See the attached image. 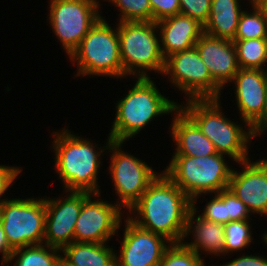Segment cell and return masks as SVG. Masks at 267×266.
Here are the masks:
<instances>
[{"label":"cell","mask_w":267,"mask_h":266,"mask_svg":"<svg viewBox=\"0 0 267 266\" xmlns=\"http://www.w3.org/2000/svg\"><path fill=\"white\" fill-rule=\"evenodd\" d=\"M191 208L192 200L163 172H159L128 210L127 217L139 227L161 235L171 243H181Z\"/></svg>","instance_id":"6da1fadb"},{"label":"cell","mask_w":267,"mask_h":266,"mask_svg":"<svg viewBox=\"0 0 267 266\" xmlns=\"http://www.w3.org/2000/svg\"><path fill=\"white\" fill-rule=\"evenodd\" d=\"M58 131L51 133L53 135L51 147L55 155L54 168L59 176L58 179L63 183L64 191L101 194L97 175L103 163L101 162L103 153L108 151L113 140L108 135L106 146L103 145L102 148L95 141L74 134L68 126Z\"/></svg>","instance_id":"7a4b0ae2"},{"label":"cell","mask_w":267,"mask_h":266,"mask_svg":"<svg viewBox=\"0 0 267 266\" xmlns=\"http://www.w3.org/2000/svg\"><path fill=\"white\" fill-rule=\"evenodd\" d=\"M125 95L116 103L114 122L108 134L116 142L126 143L156 117L172 115L179 108L178 102L160 93L153 77L137 78Z\"/></svg>","instance_id":"3957f363"},{"label":"cell","mask_w":267,"mask_h":266,"mask_svg":"<svg viewBox=\"0 0 267 266\" xmlns=\"http://www.w3.org/2000/svg\"><path fill=\"white\" fill-rule=\"evenodd\" d=\"M221 99H191L179 108L210 139L217 153L227 155L236 163L250 160L249 146L254 135L250 126L243 128L224 115Z\"/></svg>","instance_id":"277c9868"},{"label":"cell","mask_w":267,"mask_h":266,"mask_svg":"<svg viewBox=\"0 0 267 266\" xmlns=\"http://www.w3.org/2000/svg\"><path fill=\"white\" fill-rule=\"evenodd\" d=\"M225 156L221 153L205 157L172 155L162 172L192 200V204H198L201 195L228 189L233 166L228 165Z\"/></svg>","instance_id":"5b68a950"},{"label":"cell","mask_w":267,"mask_h":266,"mask_svg":"<svg viewBox=\"0 0 267 266\" xmlns=\"http://www.w3.org/2000/svg\"><path fill=\"white\" fill-rule=\"evenodd\" d=\"M116 27V28H115ZM115 27L100 17L68 57L77 66V76L123 78L120 43Z\"/></svg>","instance_id":"8992f818"},{"label":"cell","mask_w":267,"mask_h":266,"mask_svg":"<svg viewBox=\"0 0 267 266\" xmlns=\"http://www.w3.org/2000/svg\"><path fill=\"white\" fill-rule=\"evenodd\" d=\"M117 31L123 78H147L150 77L148 71L162 75L165 58L156 22H118Z\"/></svg>","instance_id":"52a82bcc"},{"label":"cell","mask_w":267,"mask_h":266,"mask_svg":"<svg viewBox=\"0 0 267 266\" xmlns=\"http://www.w3.org/2000/svg\"><path fill=\"white\" fill-rule=\"evenodd\" d=\"M10 199V200H9ZM0 206V223L12 250L43 244L45 198H9Z\"/></svg>","instance_id":"ba28073f"},{"label":"cell","mask_w":267,"mask_h":266,"mask_svg":"<svg viewBox=\"0 0 267 266\" xmlns=\"http://www.w3.org/2000/svg\"><path fill=\"white\" fill-rule=\"evenodd\" d=\"M100 0H49L48 21L70 56L101 16Z\"/></svg>","instance_id":"9c48e42d"},{"label":"cell","mask_w":267,"mask_h":266,"mask_svg":"<svg viewBox=\"0 0 267 266\" xmlns=\"http://www.w3.org/2000/svg\"><path fill=\"white\" fill-rule=\"evenodd\" d=\"M125 142L112 141L107 153L110 154L108 173L111 176L116 205L129 210L146 191L149 184L159 175L147 162L134 155L124 152ZM118 200V201H117Z\"/></svg>","instance_id":"30bf717a"},{"label":"cell","mask_w":267,"mask_h":266,"mask_svg":"<svg viewBox=\"0 0 267 266\" xmlns=\"http://www.w3.org/2000/svg\"><path fill=\"white\" fill-rule=\"evenodd\" d=\"M162 75L184 93L185 100L221 97L222 89L214 82L195 46L166 57Z\"/></svg>","instance_id":"8fae6325"},{"label":"cell","mask_w":267,"mask_h":266,"mask_svg":"<svg viewBox=\"0 0 267 266\" xmlns=\"http://www.w3.org/2000/svg\"><path fill=\"white\" fill-rule=\"evenodd\" d=\"M123 211L115 202L103 201L100 193L91 194L83 202L75 223L74 242H109L121 229Z\"/></svg>","instance_id":"7c38bea8"},{"label":"cell","mask_w":267,"mask_h":266,"mask_svg":"<svg viewBox=\"0 0 267 266\" xmlns=\"http://www.w3.org/2000/svg\"><path fill=\"white\" fill-rule=\"evenodd\" d=\"M66 193L65 198H45L46 223L43 244L61 250L74 242L75 223L82 204L92 194L76 191Z\"/></svg>","instance_id":"4fadbf2b"},{"label":"cell","mask_w":267,"mask_h":266,"mask_svg":"<svg viewBox=\"0 0 267 266\" xmlns=\"http://www.w3.org/2000/svg\"><path fill=\"white\" fill-rule=\"evenodd\" d=\"M124 221L120 252L115 253L116 266H158L172 243L161 235L139 227L129 217Z\"/></svg>","instance_id":"5bb4252c"},{"label":"cell","mask_w":267,"mask_h":266,"mask_svg":"<svg viewBox=\"0 0 267 266\" xmlns=\"http://www.w3.org/2000/svg\"><path fill=\"white\" fill-rule=\"evenodd\" d=\"M267 157L240 162L242 170H232L229 187L251 214L267 216Z\"/></svg>","instance_id":"9a60e30c"},{"label":"cell","mask_w":267,"mask_h":266,"mask_svg":"<svg viewBox=\"0 0 267 266\" xmlns=\"http://www.w3.org/2000/svg\"><path fill=\"white\" fill-rule=\"evenodd\" d=\"M235 84L234 95L242 122L252 126L262 115L267 92V70L242 69L230 82Z\"/></svg>","instance_id":"2e32d148"},{"label":"cell","mask_w":267,"mask_h":266,"mask_svg":"<svg viewBox=\"0 0 267 266\" xmlns=\"http://www.w3.org/2000/svg\"><path fill=\"white\" fill-rule=\"evenodd\" d=\"M195 47L214 82L222 90L226 84L231 85V80L240 69L234 42L204 32Z\"/></svg>","instance_id":"e0dca14e"},{"label":"cell","mask_w":267,"mask_h":266,"mask_svg":"<svg viewBox=\"0 0 267 266\" xmlns=\"http://www.w3.org/2000/svg\"><path fill=\"white\" fill-rule=\"evenodd\" d=\"M156 23L160 30L161 52L164 58L193 48L204 33L202 24L183 14H177Z\"/></svg>","instance_id":"ac0fdd59"},{"label":"cell","mask_w":267,"mask_h":266,"mask_svg":"<svg viewBox=\"0 0 267 266\" xmlns=\"http://www.w3.org/2000/svg\"><path fill=\"white\" fill-rule=\"evenodd\" d=\"M197 209L198 206L192 204L182 243L187 248L196 252L200 257L202 251L207 255L224 256V224L211 222L202 218L197 214ZM189 235H193V241L188 243L185 239H188Z\"/></svg>","instance_id":"d6986e66"},{"label":"cell","mask_w":267,"mask_h":266,"mask_svg":"<svg viewBox=\"0 0 267 266\" xmlns=\"http://www.w3.org/2000/svg\"><path fill=\"white\" fill-rule=\"evenodd\" d=\"M173 116L169 131L176 148L173 155L205 157L217 153L210 139L180 108Z\"/></svg>","instance_id":"ffe728a7"},{"label":"cell","mask_w":267,"mask_h":266,"mask_svg":"<svg viewBox=\"0 0 267 266\" xmlns=\"http://www.w3.org/2000/svg\"><path fill=\"white\" fill-rule=\"evenodd\" d=\"M239 1L241 0H212L204 32L214 37L233 41L238 21L243 12Z\"/></svg>","instance_id":"44dd1931"},{"label":"cell","mask_w":267,"mask_h":266,"mask_svg":"<svg viewBox=\"0 0 267 266\" xmlns=\"http://www.w3.org/2000/svg\"><path fill=\"white\" fill-rule=\"evenodd\" d=\"M115 251L108 242H72L61 250L62 259L69 266H116Z\"/></svg>","instance_id":"7402d4cb"},{"label":"cell","mask_w":267,"mask_h":266,"mask_svg":"<svg viewBox=\"0 0 267 266\" xmlns=\"http://www.w3.org/2000/svg\"><path fill=\"white\" fill-rule=\"evenodd\" d=\"M61 260V249L40 244L13 250L5 265L14 261L13 266H59Z\"/></svg>","instance_id":"603a6c76"},{"label":"cell","mask_w":267,"mask_h":266,"mask_svg":"<svg viewBox=\"0 0 267 266\" xmlns=\"http://www.w3.org/2000/svg\"><path fill=\"white\" fill-rule=\"evenodd\" d=\"M242 69L267 70V38L233 40Z\"/></svg>","instance_id":"cb8c5ba5"},{"label":"cell","mask_w":267,"mask_h":266,"mask_svg":"<svg viewBox=\"0 0 267 266\" xmlns=\"http://www.w3.org/2000/svg\"><path fill=\"white\" fill-rule=\"evenodd\" d=\"M251 220L230 221L224 224V256L246 249L253 242Z\"/></svg>","instance_id":"d4e9b609"},{"label":"cell","mask_w":267,"mask_h":266,"mask_svg":"<svg viewBox=\"0 0 267 266\" xmlns=\"http://www.w3.org/2000/svg\"><path fill=\"white\" fill-rule=\"evenodd\" d=\"M250 5L252 12L243 10L234 40L267 38V21L263 13L253 1Z\"/></svg>","instance_id":"484cf974"},{"label":"cell","mask_w":267,"mask_h":266,"mask_svg":"<svg viewBox=\"0 0 267 266\" xmlns=\"http://www.w3.org/2000/svg\"><path fill=\"white\" fill-rule=\"evenodd\" d=\"M105 1V0H104ZM117 7L119 19L117 22H147L152 21V9L149 0H106Z\"/></svg>","instance_id":"4316f807"},{"label":"cell","mask_w":267,"mask_h":266,"mask_svg":"<svg viewBox=\"0 0 267 266\" xmlns=\"http://www.w3.org/2000/svg\"><path fill=\"white\" fill-rule=\"evenodd\" d=\"M203 257L182 242L172 243L164 252L158 266H206Z\"/></svg>","instance_id":"83f0119b"},{"label":"cell","mask_w":267,"mask_h":266,"mask_svg":"<svg viewBox=\"0 0 267 266\" xmlns=\"http://www.w3.org/2000/svg\"><path fill=\"white\" fill-rule=\"evenodd\" d=\"M211 195L212 199L205 204L206 206L199 215L211 222L226 224L225 190Z\"/></svg>","instance_id":"f1b7e54d"},{"label":"cell","mask_w":267,"mask_h":266,"mask_svg":"<svg viewBox=\"0 0 267 266\" xmlns=\"http://www.w3.org/2000/svg\"><path fill=\"white\" fill-rule=\"evenodd\" d=\"M180 14L195 19L203 26L209 19L212 0H179Z\"/></svg>","instance_id":"f546056e"},{"label":"cell","mask_w":267,"mask_h":266,"mask_svg":"<svg viewBox=\"0 0 267 266\" xmlns=\"http://www.w3.org/2000/svg\"><path fill=\"white\" fill-rule=\"evenodd\" d=\"M226 223L230 221L252 220L247 206L230 189H225Z\"/></svg>","instance_id":"4dcf8cb0"},{"label":"cell","mask_w":267,"mask_h":266,"mask_svg":"<svg viewBox=\"0 0 267 266\" xmlns=\"http://www.w3.org/2000/svg\"><path fill=\"white\" fill-rule=\"evenodd\" d=\"M152 9V21L158 22L180 14L179 0H149Z\"/></svg>","instance_id":"1f68e13d"},{"label":"cell","mask_w":267,"mask_h":266,"mask_svg":"<svg viewBox=\"0 0 267 266\" xmlns=\"http://www.w3.org/2000/svg\"><path fill=\"white\" fill-rule=\"evenodd\" d=\"M23 171L22 167L6 166L0 164V206L7 201L4 198V193L8 192V189L12 187L14 181L18 178L19 174ZM3 196L4 199H1Z\"/></svg>","instance_id":"d6a6232c"},{"label":"cell","mask_w":267,"mask_h":266,"mask_svg":"<svg viewBox=\"0 0 267 266\" xmlns=\"http://www.w3.org/2000/svg\"><path fill=\"white\" fill-rule=\"evenodd\" d=\"M220 266H267V258L261 255H242Z\"/></svg>","instance_id":"836d02e7"},{"label":"cell","mask_w":267,"mask_h":266,"mask_svg":"<svg viewBox=\"0 0 267 266\" xmlns=\"http://www.w3.org/2000/svg\"><path fill=\"white\" fill-rule=\"evenodd\" d=\"M252 133L256 138L267 132V92L265 97V105L261 117L251 126Z\"/></svg>","instance_id":"e575fe53"},{"label":"cell","mask_w":267,"mask_h":266,"mask_svg":"<svg viewBox=\"0 0 267 266\" xmlns=\"http://www.w3.org/2000/svg\"><path fill=\"white\" fill-rule=\"evenodd\" d=\"M12 252L13 250L9 247L7 243L5 232L3 230L2 224L0 223V253L2 255V258H1L2 263L0 266H5V264L10 259Z\"/></svg>","instance_id":"d590c367"},{"label":"cell","mask_w":267,"mask_h":266,"mask_svg":"<svg viewBox=\"0 0 267 266\" xmlns=\"http://www.w3.org/2000/svg\"><path fill=\"white\" fill-rule=\"evenodd\" d=\"M253 2L261 10L264 19L267 21V0H253Z\"/></svg>","instance_id":"8d00e7d4"},{"label":"cell","mask_w":267,"mask_h":266,"mask_svg":"<svg viewBox=\"0 0 267 266\" xmlns=\"http://www.w3.org/2000/svg\"><path fill=\"white\" fill-rule=\"evenodd\" d=\"M261 239L263 240L262 241V243L265 245V246H267V232L265 231L264 233H263V236L261 235Z\"/></svg>","instance_id":"74e56055"},{"label":"cell","mask_w":267,"mask_h":266,"mask_svg":"<svg viewBox=\"0 0 267 266\" xmlns=\"http://www.w3.org/2000/svg\"><path fill=\"white\" fill-rule=\"evenodd\" d=\"M59 266H69V265L62 259Z\"/></svg>","instance_id":"f35d334b"}]
</instances>
